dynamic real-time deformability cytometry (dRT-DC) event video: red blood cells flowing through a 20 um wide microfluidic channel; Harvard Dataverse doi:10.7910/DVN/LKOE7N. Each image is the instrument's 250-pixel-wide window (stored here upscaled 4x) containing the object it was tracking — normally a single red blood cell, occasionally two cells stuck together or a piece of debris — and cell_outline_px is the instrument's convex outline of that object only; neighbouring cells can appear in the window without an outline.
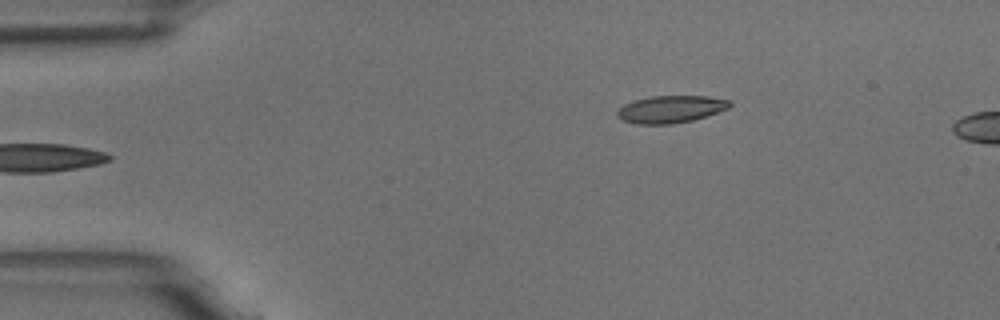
{"species": "common noctule bat (a hibernating species)", "species_latin": "Nyctalus noctula", "temperature_condition": "room temperature", "stored_images_in_passage": 5, "camera_frame_rate_fps": 3000, "um_per_image_px": 0.085, "animal": {"sex": "male", "body_mass_g": 18.8}, "frame": {"image": 1, "passage_image": 1, "time_ms": 0.0, "image_size_px": [1000, 320], "cell_outline_px": [[732, 104], [728, 108], [692, 120], [672, 124], [636, 124], [620, 120], [616, 116], [616, 112], [624, 104], [632, 100], [652, 96], [708, 96], [732, 100]], "centroid_in_image_um": [56.97, 9.28], "position_along_channel_um": 28.0, "area_um2": 17.98}}